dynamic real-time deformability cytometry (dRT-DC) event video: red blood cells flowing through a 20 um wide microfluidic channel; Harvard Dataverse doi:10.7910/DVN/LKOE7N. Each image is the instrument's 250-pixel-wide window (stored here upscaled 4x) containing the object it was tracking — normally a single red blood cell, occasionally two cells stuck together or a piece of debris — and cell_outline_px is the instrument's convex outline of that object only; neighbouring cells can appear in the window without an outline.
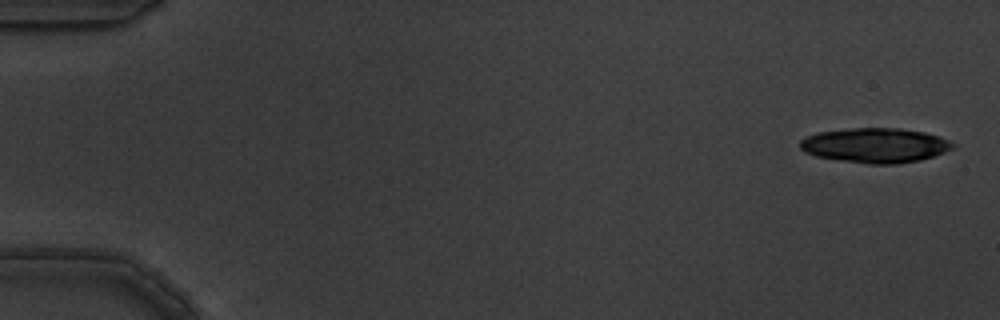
{"species": "common noctule bat (a hibernating species)", "species_latin": "Nyctalus noctula", "temperature_condition": "warm", "stored_images_in_passage": 5, "camera_frame_rate_fps": 3000, "um_per_image_px": 0.085, "animal": {"sex": "male", "body_mass_g": 19.5, "forearm_length_mm": 54.6}, "frame": {"image": 1, "passage_image": 1, "time_ms": 0.0, "image_size_px": [1000, 320], "cell_outline_px": [[956, 148], [920, 160], [896, 164], [868, 164], [816, 156], [804, 152], [800, 148], [800, 140], [816, 132], [848, 128], [900, 128], [924, 132], [940, 136], [956, 144]], "centroid_in_image_um": [74.41, 12.34], "position_along_channel_um": 10.6, "area_um2": 31.04}}